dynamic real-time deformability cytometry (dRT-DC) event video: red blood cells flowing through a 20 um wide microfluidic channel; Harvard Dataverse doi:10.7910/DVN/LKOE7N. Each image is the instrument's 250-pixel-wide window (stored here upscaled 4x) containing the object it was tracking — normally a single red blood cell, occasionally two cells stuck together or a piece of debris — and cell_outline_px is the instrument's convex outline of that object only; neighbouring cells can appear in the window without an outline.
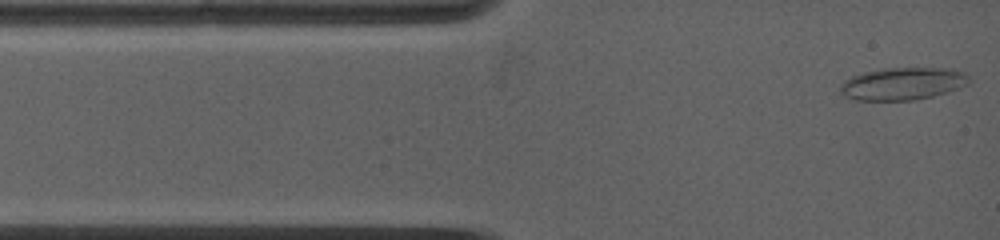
{"species": "common noctule bat (a hibernating species)", "species_latin": "Nyctalus noctula", "temperature_condition": "warm", "stored_images_in_passage": 81, "camera_frame_rate_fps": 5000, "um_per_image_px": 0.085, "animal": {"sex": "female", "body_mass_g": 19.0, "forearm_length_mm": 53.3}, "frame": {"image": 1, "passage_image": 1, "time_ms": 0.0, "image_size_px": [1000, 240], "cell_outline_px": [[968, 84], [960, 88], [932, 96], [912, 100], [856, 100], [844, 96], [840, 92], [840, 84], [844, 80], [852, 76], [864, 72], [884, 68], [952, 68], [964, 72], [968, 76]], "centroid_in_image_um": [76.72, 7.11], "position_along_channel_um": 8.3, "area_um2": 24.39}}
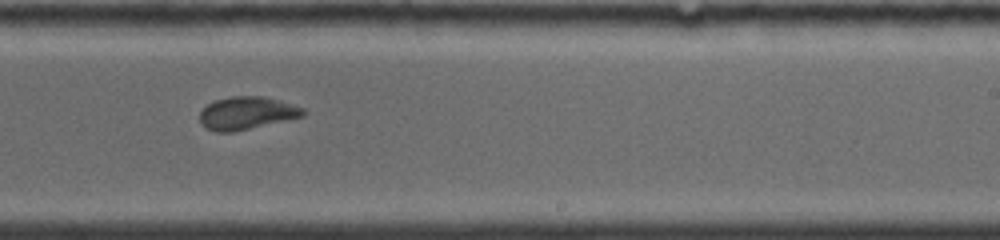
{"frame": {"image": 2, "passage_image": 41, "time_ms": 7.8, "image_size_px": [1000, 240], "cell_outline_px": [[304, 116], [232, 132], [216, 132], [200, 124], [200, 112], [208, 104], [216, 100], [232, 96], [260, 96], [276, 100], [304, 108]], "centroid_in_image_um": [20.94, 9.62], "position_along_channel_um": 268.1, "area_um2": 19.31}}
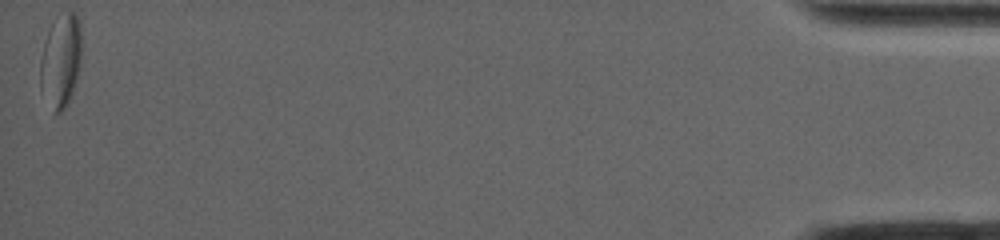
{"frame": {"image": 3, "passage_image": 81, "time_ms": 16.0, "image_size_px": [1000, 240], "cell_outline_px": [[80, 60], [72, 92], [64, 108], [60, 112], [56, 112], [40, 92], [40, 60], [44, 40], [48, 28], [52, 24], [68, 12], [76, 12], [80, 20]], "centroid_in_image_um": [5.13, 5.14], "position_along_channel_um": 430.1, "area_um2": 21.96}, "authors_computed_cell_mechanics": {"area_um2": 20.519, "velocity_mm_per_s": 3.8927, "shape_relaxation_time_tau1_ms": null, "shape_relaxation_time_tau2_ms": 1.8091, "deformation_change_tau1": null, "deformation_change_tau2": 0.0524}}